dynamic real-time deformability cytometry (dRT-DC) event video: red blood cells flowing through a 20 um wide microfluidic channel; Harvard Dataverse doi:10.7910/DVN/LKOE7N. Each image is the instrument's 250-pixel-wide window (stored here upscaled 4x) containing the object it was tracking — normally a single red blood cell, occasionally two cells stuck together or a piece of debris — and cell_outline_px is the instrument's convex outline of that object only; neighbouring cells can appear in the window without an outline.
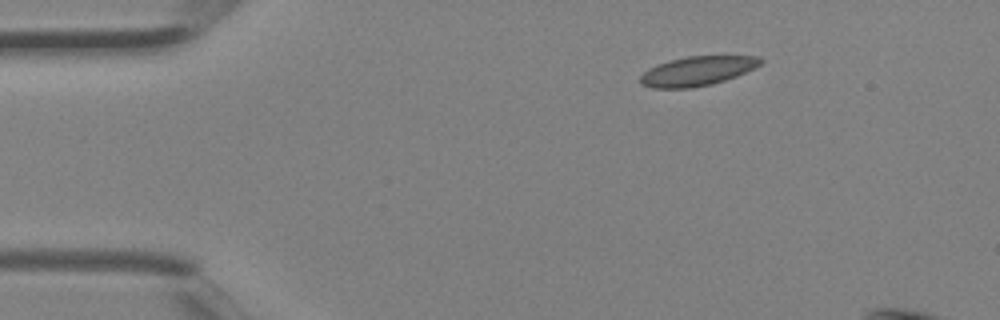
{"species": "Egyptian fruit bat (a non-hibernating species)", "species_latin": "Rousettus aegyptiacus", "temperature_condition": "room temperature", "stored_images_in_passage": 3, "camera_frame_rate_fps": 3000, "um_per_image_px": 0.085, "animal": {"sex": "female"}, "frame": {"image": 1, "passage_image": 1, "time_ms": 0.0, "image_size_px": [1000, 320], "cell_outline_px": [[764, 60], [760, 64], [736, 76], [712, 84], [692, 88], [652, 88], [640, 84], [640, 76], [648, 68], [672, 60], [688, 56], [760, 56]], "centroid_in_image_um": [59.25, 6.04], "position_along_channel_um": 25.7, "area_um2": 20.35}}